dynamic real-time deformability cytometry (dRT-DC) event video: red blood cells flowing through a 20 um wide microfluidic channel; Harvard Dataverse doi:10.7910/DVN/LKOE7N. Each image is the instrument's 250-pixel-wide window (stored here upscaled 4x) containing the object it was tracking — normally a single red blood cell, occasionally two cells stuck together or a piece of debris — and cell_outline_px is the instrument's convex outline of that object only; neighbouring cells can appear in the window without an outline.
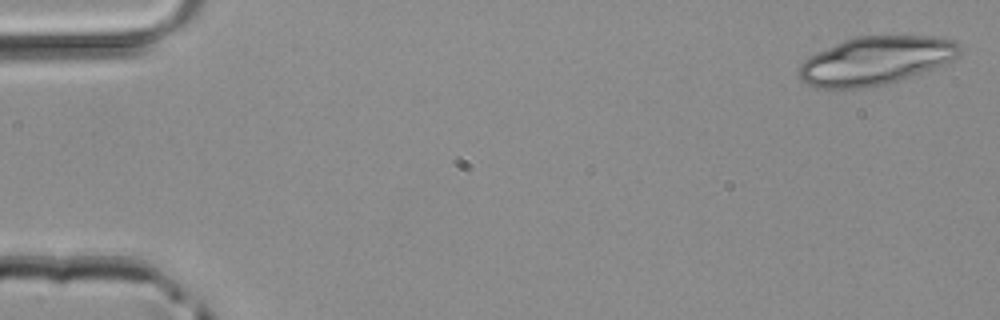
{"species": "common noctule bat (a hibernating species)", "species_latin": "Nyctalus noctula", "temperature_condition": "room temperature", "stored_images_in_passage": 4, "camera_frame_rate_fps": 3000, "um_per_image_px": 0.085, "animal": {"sex": "male", "body_mass_g": 20.4}, "frame": {"image": 1, "passage_image": 1, "time_ms": 0.0, "image_size_px": [1000, 320], "cell_outline_px": [[960, 52], [952, 60], [920, 72], [884, 84], [864, 88], [816, 88], [808, 84], [800, 76], [800, 64], [804, 60], [816, 52], [844, 40], [856, 36], [932, 36], [952, 40], [960, 44]], "centroid_in_image_um": [74.4, 5.14], "position_along_channel_um": 10.6, "area_um2": 44.39}}